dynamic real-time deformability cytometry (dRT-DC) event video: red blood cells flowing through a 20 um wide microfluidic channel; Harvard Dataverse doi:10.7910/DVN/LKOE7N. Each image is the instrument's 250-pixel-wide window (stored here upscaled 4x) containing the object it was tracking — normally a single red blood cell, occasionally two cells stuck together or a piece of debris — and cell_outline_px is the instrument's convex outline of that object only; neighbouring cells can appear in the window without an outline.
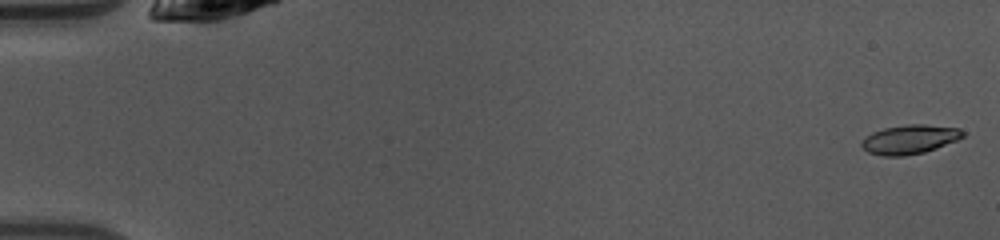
{"species": "common noctule bat (a hibernating species)", "species_latin": "Nyctalus noctula", "temperature_condition": "warm", "stored_images_in_passage": 48, "camera_frame_rate_fps": 3000, "um_per_image_px": 0.085, "animal": {"sex": "female", "body_mass_g": 10.0, "forearm_length_mm": 53.1}, "frame": {"image": 1, "passage_image": 1, "time_ms": 0.0, "image_size_px": [1000, 240], "cell_outline_px": [[964, 136], [956, 140], [936, 148], [924, 152], [904, 156], [880, 156], [868, 152], [860, 144], [872, 132], [884, 128], [904, 124], [924, 124], [960, 128], [964, 132]], "centroid_in_image_um": [77.33, 11.84], "position_along_channel_um": 7.7, "area_um2": 17.11}}
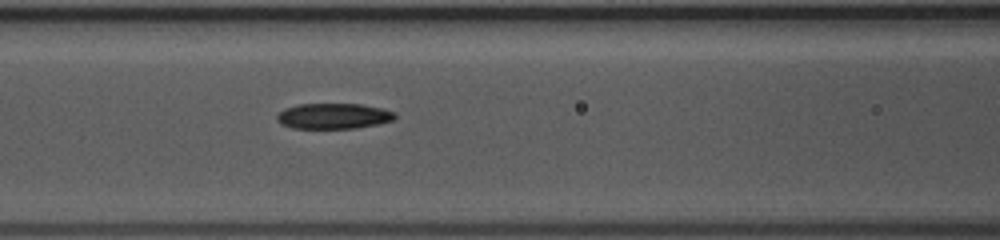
{"frame": {"image": 2, "passage_image": 21, "time_ms": 6.667, "image_size_px": [1000, 240], "cell_outline_px": [[396, 116], [392, 120], [376, 124], [356, 128], [292, 128], [280, 124], [276, 120], [276, 116], [284, 108], [300, 104], [360, 104], [380, 108], [396, 112]], "centroid_in_image_um": [28.31, 9.86], "position_along_channel_um": 138.3, "area_um2": 17.51}}
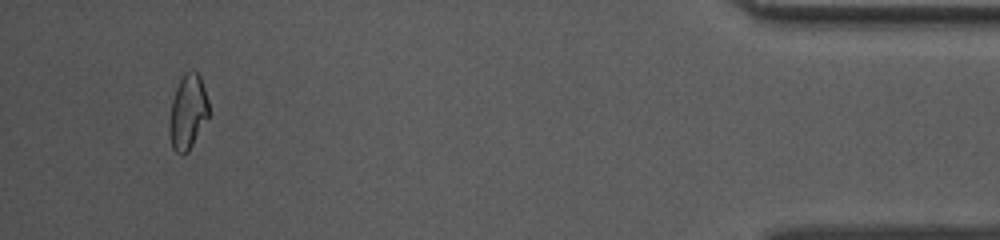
{"frame": {"image": 3, "passage_image": 46, "time_ms": 15.0, "image_size_px": [1000, 240], "cell_outline_px": [[208, 116], [188, 152], [180, 156], [172, 148], [168, 132], [168, 124], [172, 100], [176, 88], [184, 72], [196, 72], [200, 76], [208, 100]], "centroid_in_image_um": [15.93, 9.56], "position_along_channel_um": 419.3, "area_um2": 17.05}}